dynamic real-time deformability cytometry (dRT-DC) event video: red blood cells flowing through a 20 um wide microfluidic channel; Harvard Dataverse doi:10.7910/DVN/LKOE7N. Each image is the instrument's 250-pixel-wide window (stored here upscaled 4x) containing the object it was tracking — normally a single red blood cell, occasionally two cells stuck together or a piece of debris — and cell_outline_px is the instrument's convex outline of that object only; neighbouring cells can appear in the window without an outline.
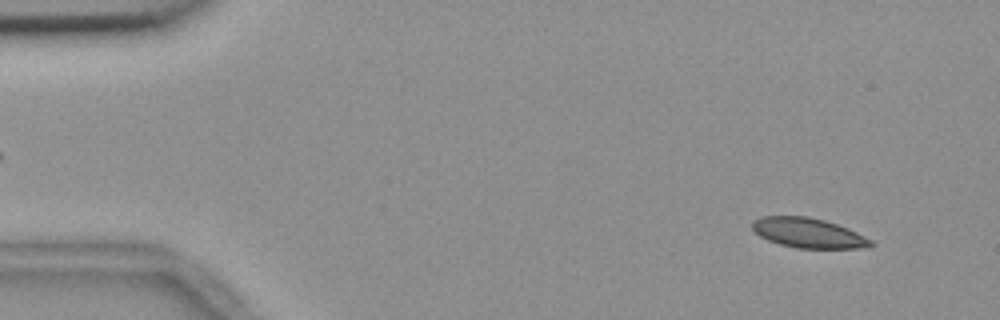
{"species": "common noctule bat (a hibernating species)", "species_latin": "Nyctalus noctula", "temperature_condition": "room temperature", "stored_images_in_passage": 54, "camera_frame_rate_fps": 3000, "um_per_image_px": 0.085, "animal": {"sex": "female", "body_mass_g": 18.4}, "frame": {"image": 1, "passage_image": 4, "time_ms": 1.0, "image_size_px": [1000, 320], "cell_outline_px": [[876, 244], [860, 248], [796, 248], [780, 244], [768, 240], [760, 236], [752, 228], [752, 220], [760, 216], [808, 216], [824, 220], [848, 228], [872, 240]], "centroid_in_image_um": [68.68, 19.79], "position_along_channel_um": 16.3, "area_um2": 20.58}}
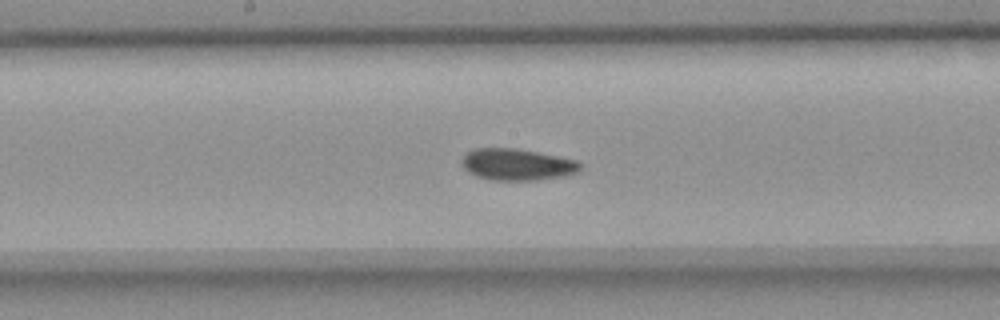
{"frame": {"image": 2, "passage_image": 28, "time_ms": 9.0, "image_size_px": [1000, 320], "cell_outline_px": [[584, 164], [576, 172], [568, 176], [536, 180], [492, 180], [476, 176], [468, 172], [464, 168], [460, 160], [472, 148], [516, 148], [576, 160]], "centroid_in_image_um": [43.95, 13.99], "position_along_channel_um": 204.3, "area_um2": 21.91}}
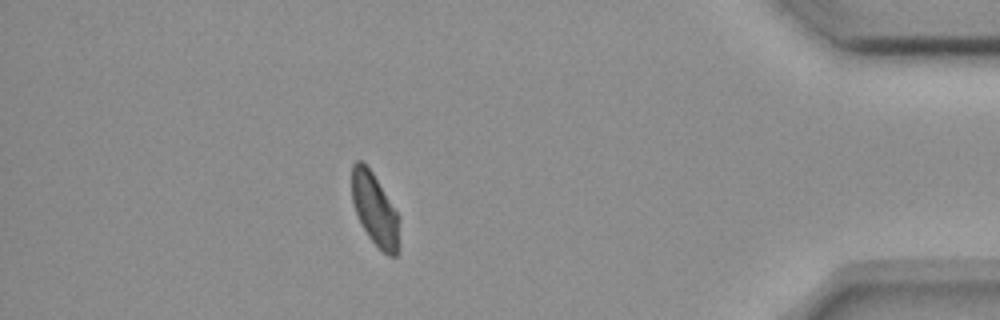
{"frame": {"image": 3, "passage_image": 48, "time_ms": 15.667, "image_size_px": [1000, 320], "cell_outline_px": [[400, 244], [396, 256], [388, 256], [368, 236], [356, 212], [352, 200], [352, 164], [356, 160], [360, 160], [372, 172], [396, 212], [400, 220]], "centroid_in_image_um": [31.88, 17.84], "position_along_channel_um": 403.3, "area_um2": 19.71}, "authors_computed_cell_mechanics": {"area_um2": 21.5883, "velocity_mm_per_s": 3.6576, "shape_relaxation_time_tau1_ms": 5.3943, "shape_relaxation_time_tau2_ms": 3.8284, "deformation_change_tau1": 0.1077, "deformation_change_tau2": 0.053}}